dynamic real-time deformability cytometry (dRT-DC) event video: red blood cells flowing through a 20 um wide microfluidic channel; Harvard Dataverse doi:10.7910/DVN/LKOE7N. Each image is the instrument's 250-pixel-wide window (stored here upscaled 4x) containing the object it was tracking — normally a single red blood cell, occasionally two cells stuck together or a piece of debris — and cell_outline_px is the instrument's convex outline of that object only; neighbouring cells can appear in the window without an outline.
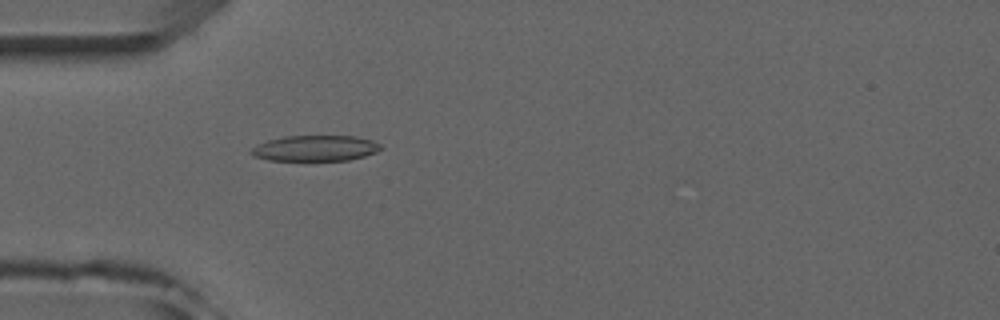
{"species": "common noctule bat (a hibernating species)", "species_latin": "Nyctalus noctula", "temperature_condition": "room temperature", "stored_images_in_passage": 4, "camera_frame_rate_fps": 3000, "um_per_image_px": 0.085, "animal": {"sex": "male", "forearm_length_mm": 52.5}, "frame": {"image": 1, "passage_image": 4, "time_ms": 3.667, "image_size_px": [1000, 320], "cell_outline_px": [[384, 148], [376, 152], [364, 156], [348, 160], [268, 160], [252, 156], [248, 152], [252, 148], [268, 140], [284, 136], [356, 136], [372, 140], [380, 144]], "centroid_in_image_um": [26.81, 12.6], "position_along_channel_um": 58.2, "area_um2": 19.42}}